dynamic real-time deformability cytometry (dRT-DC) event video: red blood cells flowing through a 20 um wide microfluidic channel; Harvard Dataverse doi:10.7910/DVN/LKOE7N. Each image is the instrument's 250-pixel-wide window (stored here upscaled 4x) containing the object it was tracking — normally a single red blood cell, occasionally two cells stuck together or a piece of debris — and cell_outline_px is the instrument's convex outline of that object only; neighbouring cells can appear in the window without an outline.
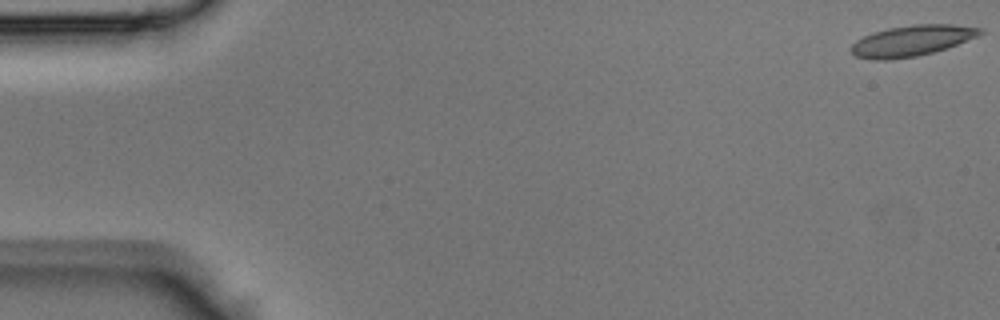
{"species": "Egyptian fruit bat (a non-hibernating species)", "species_latin": "Rousettus aegyptiacus", "temperature_condition": "room temperature", "stored_images_in_passage": 10, "camera_frame_rate_fps": 3000, "um_per_image_px": 0.085, "animal": {"sex": "male"}, "frame": {"image": 1, "passage_image": 1, "time_ms": 0.0, "image_size_px": [1000, 320], "cell_outline_px": [[984, 32], [976, 36], [948, 48], [916, 56], [892, 60], [872, 60], [856, 56], [848, 48], [856, 40], [872, 32], [888, 28], [912, 24], [952, 24], [984, 28]], "centroid_in_image_um": [77.48, 3.46], "position_along_channel_um": 7.5, "area_um2": 23.29}}